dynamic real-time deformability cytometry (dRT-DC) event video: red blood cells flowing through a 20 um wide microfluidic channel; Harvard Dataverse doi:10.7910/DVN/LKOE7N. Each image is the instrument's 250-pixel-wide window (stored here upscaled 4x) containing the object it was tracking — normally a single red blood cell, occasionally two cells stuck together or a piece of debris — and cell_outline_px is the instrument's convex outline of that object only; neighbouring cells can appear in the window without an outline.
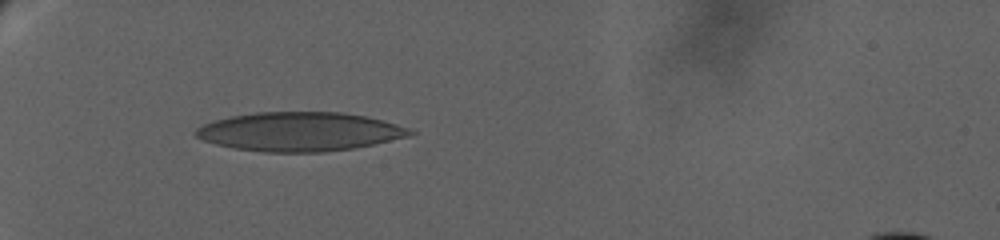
{"species": "human", "species_latin": "Homo sapiens", "temperature_condition": "warm", "stored_images_in_passage": 4, "camera_frame_rate_fps": 3000, "um_per_image_px": 0.085, "donor": {"sex": "female"}, "frame": {"image": 1, "passage_image": 1, "time_ms": 0.0, "image_size_px": [1000, 240], "cell_outline_px": [[416, 132], [408, 136], [372, 144], [352, 148], [320, 152], [264, 152], [232, 148], [216, 144], [204, 140], [196, 136], [196, 128], [204, 124], [216, 120], [232, 116], [256, 112], [344, 112], [364, 116], [396, 124], [408, 128]], "centroid_in_image_um": [25.44, 11.19], "position_along_channel_um": 59.6, "area_um2": 48.15}}
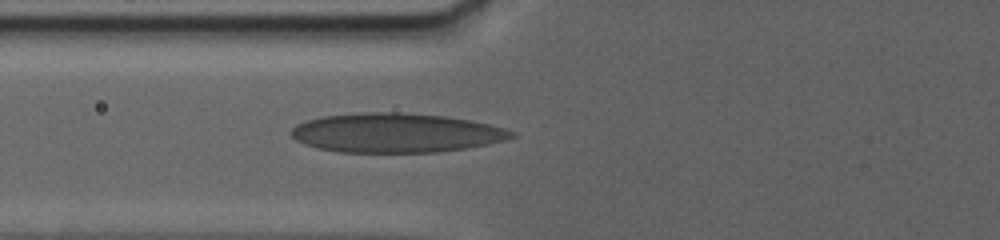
{"frame": {"image": 2, "passage_image": 4, "time_ms": 2.0, "image_size_px": [1000, 240], "cell_outline_px": [[516, 136], [504, 140], [488, 144], [468, 148], [436, 152], [340, 152], [320, 148], [304, 144], [296, 140], [288, 132], [296, 124], [308, 120], [324, 116], [360, 112], [400, 112], [448, 116], [488, 124], [504, 128], [516, 132]], "centroid_in_image_um": [33.65, 11.29], "position_along_channel_um": 92.1, "area_um2": 50.52}}